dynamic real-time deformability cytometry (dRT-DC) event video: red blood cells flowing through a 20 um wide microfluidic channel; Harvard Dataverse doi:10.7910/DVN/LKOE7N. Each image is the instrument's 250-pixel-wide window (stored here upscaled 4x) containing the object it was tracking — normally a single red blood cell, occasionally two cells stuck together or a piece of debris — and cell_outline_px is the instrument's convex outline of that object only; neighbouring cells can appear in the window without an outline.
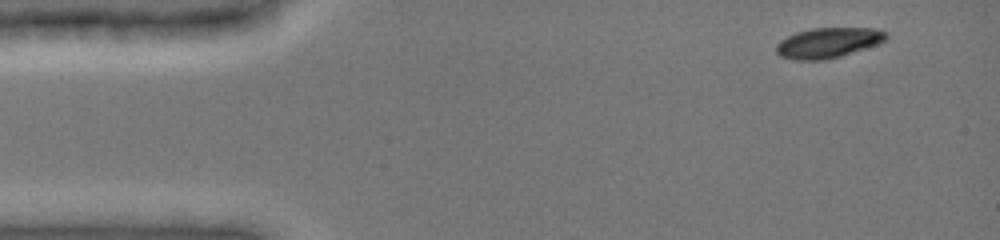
{"species": "common noctule bat (a hibernating species)", "species_latin": "Nyctalus noctula", "temperature_condition": "cold", "stored_images_in_passage": 6, "camera_frame_rate_fps": 3000, "um_per_image_px": 0.085, "animal": {"sex": "female", "body_mass_g": 19.0, "forearm_length_mm": 51.5}, "frame": {"image": 1, "passage_image": 1, "time_ms": 0.0, "image_size_px": [1000, 240], "cell_outline_px": [[888, 36], [880, 44], [840, 56], [824, 60], [796, 60], [780, 56], [776, 52], [776, 44], [780, 40], [796, 32], [812, 28], [872, 28], [888, 32]], "centroid_in_image_um": [70.4, 3.63], "position_along_channel_um": 14.6, "area_um2": 19.42}}
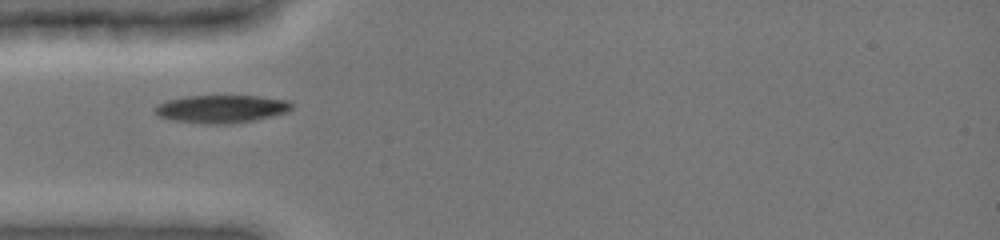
{"frame": {"image": 2, "passage_image": 5, "time_ms": 3.667, "image_size_px": [1000, 240], "cell_outline_px": [[292, 108], [288, 112], [256, 120], [228, 124], [204, 124], [172, 120], [160, 116], [156, 112], [156, 104], [168, 100], [184, 96], [256, 96], [288, 100], [292, 104]], "centroid_in_image_um": [18.84, 9.26], "position_along_channel_um": 66.2, "area_um2": 22.2}}